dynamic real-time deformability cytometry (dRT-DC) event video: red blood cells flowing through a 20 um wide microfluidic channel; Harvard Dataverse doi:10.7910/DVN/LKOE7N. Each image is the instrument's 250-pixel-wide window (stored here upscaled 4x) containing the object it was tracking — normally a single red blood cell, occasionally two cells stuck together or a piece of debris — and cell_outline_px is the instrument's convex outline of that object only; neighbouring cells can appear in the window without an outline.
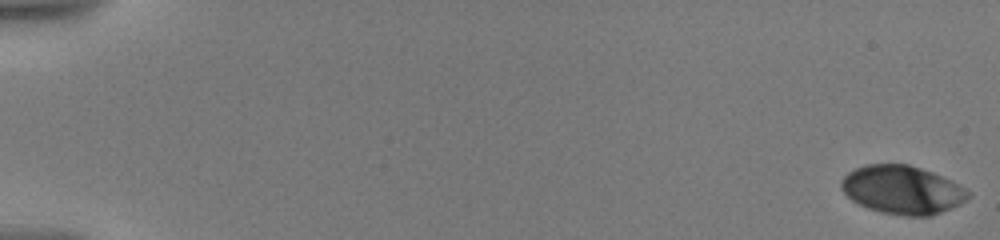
{"species": "human", "species_latin": "Homo sapiens", "temperature_condition": "warm", "stored_images_in_passage": 14, "camera_frame_rate_fps": 3000, "um_per_image_px": 0.085, "donor": {"sex": "male"}, "frame": {"image": 1, "passage_image": 1, "time_ms": 0.0, "image_size_px": [1000, 240], "cell_outline_px": [[972, 196], [968, 200], [952, 208], [932, 216], [904, 216], [880, 212], [868, 208], [852, 200], [840, 188], [840, 180], [848, 172], [864, 164], [908, 164], [932, 172], [960, 184], [972, 192]], "centroid_in_image_um": [76.73, 16.14], "position_along_channel_um": 8.3, "area_um2": 36.18}}
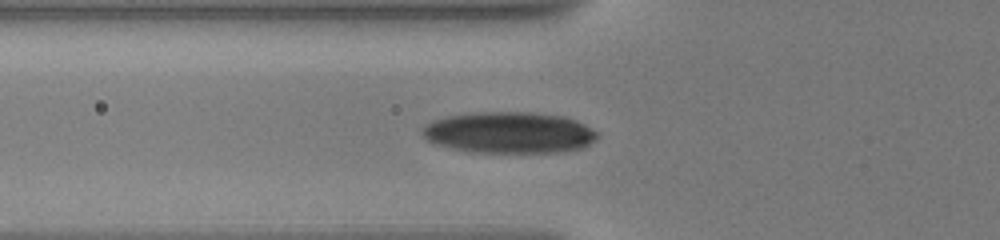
{"frame": {"image": 2, "passage_image": 10, "time_ms": 7.333, "image_size_px": [1000, 240], "cell_outline_px": [[600, 136], [596, 140], [584, 148], [564, 152], [468, 152], [436, 144], [428, 140], [420, 132], [420, 128], [424, 124], [432, 120], [444, 116], [472, 112], [532, 112], [564, 116], [576, 120], [600, 132]], "centroid_in_image_um": [43.29, 11.26], "position_along_channel_um": 82.5, "area_um2": 42.89}}
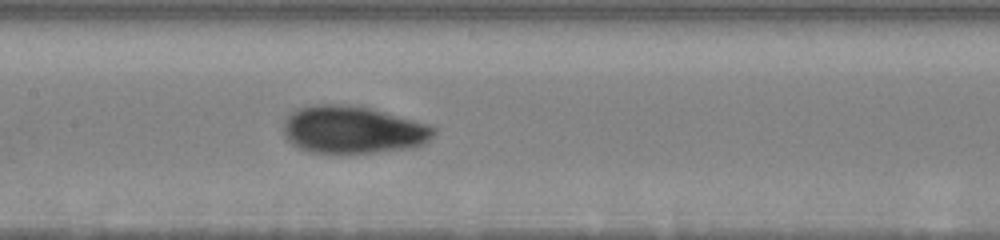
{"frame": {"image": 3, "passage_image": 14, "time_ms": 10.0, "image_size_px": [1000, 240], "cell_outline_px": [[436, 132], [424, 144], [404, 148], [372, 152], [308, 152], [292, 144], [284, 136], [284, 120], [296, 108], [312, 104], [348, 104], [372, 108], [428, 124], [436, 128]], "centroid_in_image_um": [29.96, 11.0], "position_along_channel_um": 177.4, "area_um2": 41.44}}